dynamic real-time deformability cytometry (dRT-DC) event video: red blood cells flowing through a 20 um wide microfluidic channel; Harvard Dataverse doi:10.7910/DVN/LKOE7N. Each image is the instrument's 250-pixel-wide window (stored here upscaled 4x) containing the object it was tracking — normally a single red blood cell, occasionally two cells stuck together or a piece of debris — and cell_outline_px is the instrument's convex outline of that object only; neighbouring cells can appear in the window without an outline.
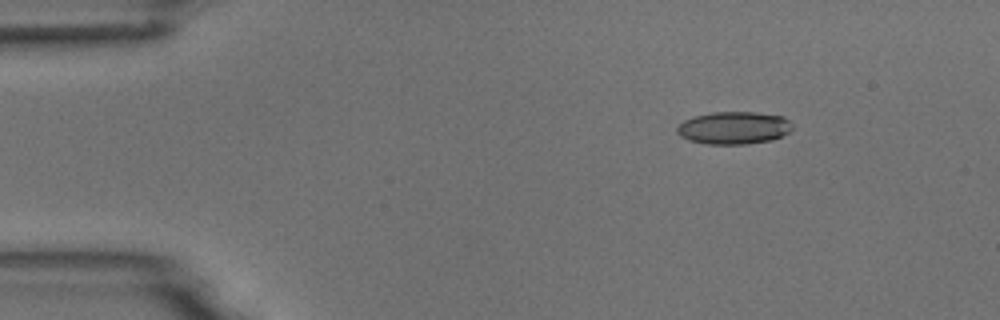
{"species": "common noctule bat (a hibernating species)", "species_latin": "Nyctalus noctula", "temperature_condition": "room temperature", "stored_images_in_passage": 6, "camera_frame_rate_fps": 3000, "um_per_image_px": 0.085, "animal": {"sex": "male", "body_mass_g": 18.8}, "frame": {"image": 1, "passage_image": 2, "time_ms": 2.0, "image_size_px": [1000, 320], "cell_outline_px": [[792, 128], [788, 132], [772, 140], [748, 144], [708, 144], [688, 140], [680, 136], [676, 132], [676, 128], [684, 120], [692, 116], [712, 112], [756, 112], [784, 116], [792, 124]], "centroid_in_image_um": [62.35, 10.86], "position_along_channel_um": 22.6, "area_um2": 22.02}}
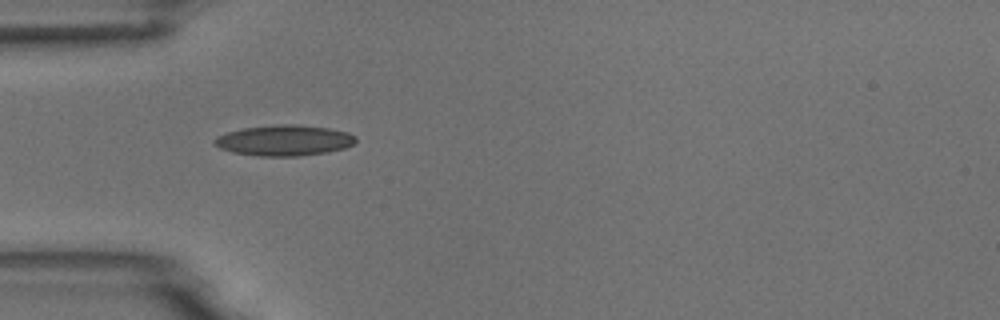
{"frame": {"image": 2, "passage_image": 4, "time_ms": 5.0, "image_size_px": [1000, 320], "cell_outline_px": [[356, 140], [352, 144], [344, 148], [328, 152], [300, 156], [256, 156], [232, 152], [220, 148], [212, 144], [212, 140], [216, 136], [228, 132], [244, 128], [276, 124], [296, 124], [328, 128], [348, 132], [356, 136]], "centroid_in_image_um": [24.13, 11.93], "position_along_channel_um": 60.9, "area_um2": 25.43}}